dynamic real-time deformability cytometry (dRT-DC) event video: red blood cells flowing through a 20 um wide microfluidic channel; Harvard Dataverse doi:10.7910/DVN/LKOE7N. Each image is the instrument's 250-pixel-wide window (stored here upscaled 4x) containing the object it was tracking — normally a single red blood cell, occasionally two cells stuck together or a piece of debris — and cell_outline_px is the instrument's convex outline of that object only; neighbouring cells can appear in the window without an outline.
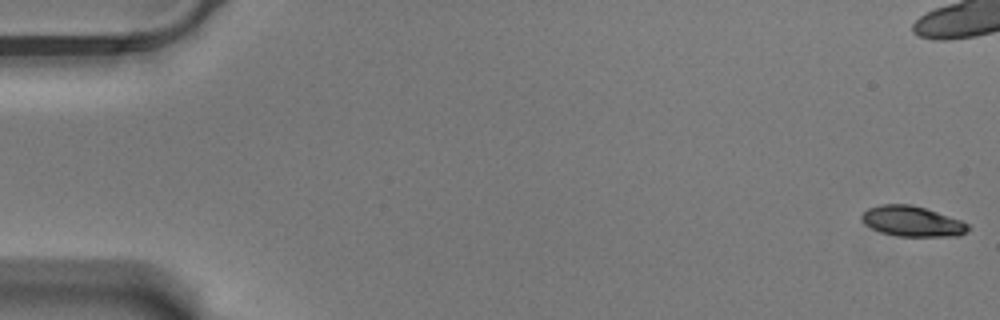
{"species": "Egyptian fruit bat (a non-hibernating species)", "species_latin": "Rousettus aegyptiacus", "temperature_condition": "warm", "stored_images_in_passage": 59, "camera_frame_rate_fps": 3000, "um_per_image_px": 0.085, "animal": {"sex": "male"}, "frame": {"image": 1, "passage_image": 1, "time_ms": 0.0, "image_size_px": [1000, 320], "cell_outline_px": [[972, 228], [960, 236], [896, 236], [880, 232], [864, 224], [860, 220], [860, 216], [868, 208], [880, 204], [912, 204], [960, 220], [968, 224]], "centroid_in_image_um": [77.51, 18.81], "position_along_channel_um": 7.5, "area_um2": 18.9}}
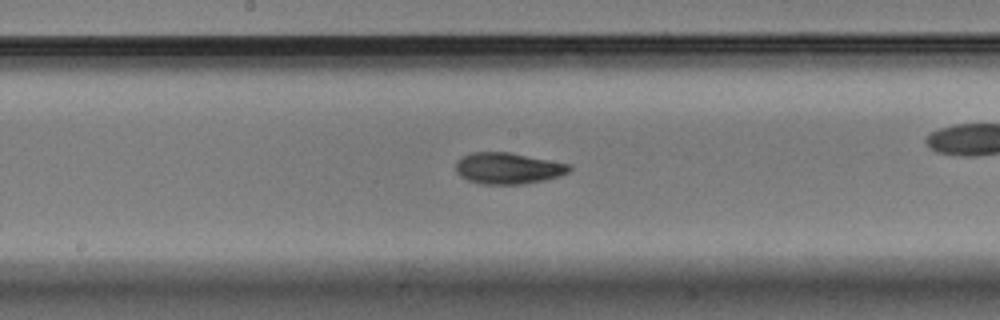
{"frame": {"image": 2, "passage_image": 31, "time_ms": 10.0, "image_size_px": [1000, 320], "cell_outline_px": [[572, 168], [568, 172], [560, 176], [544, 180], [524, 184], [480, 184], [468, 180], [460, 176], [456, 172], [456, 164], [464, 156], [472, 152], [508, 152], [572, 164]], "centroid_in_image_um": [43.22, 14.31], "position_along_channel_um": 205.0, "area_um2": 20.69}}
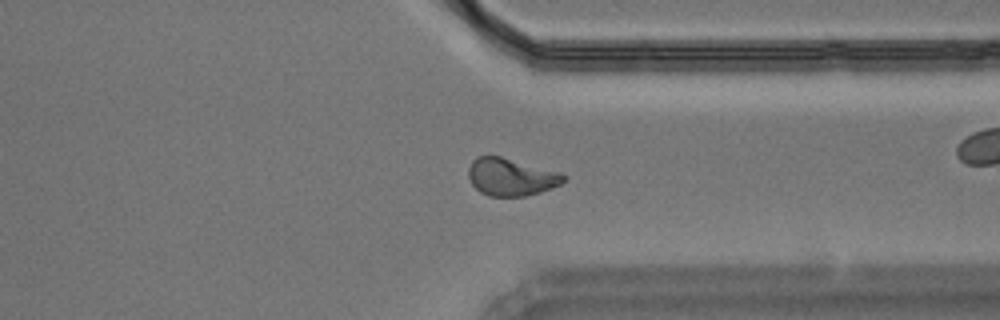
{"frame": {"image": 3, "passage_image": 45, "time_ms": 14.667, "image_size_px": [1000, 320], "cell_outline_px": [[564, 180], [560, 184], [552, 188], [540, 192], [524, 196], [488, 196], [480, 192], [472, 184], [468, 176], [468, 168], [472, 160], [476, 156], [500, 156], [560, 172], [564, 176]], "centroid_in_image_um": [43.4, 15.04], "position_along_channel_um": 368.0, "area_um2": 20.69}, "authors_computed_cell_mechanics": {"area_um2": 20.23, "velocity_mm_per_s": 3.4993, "shape_relaxation_time_tau1_ms": 3.3026, "shape_relaxation_time_tau2_ms": 2.3872, "deformation_change_tau1": 0.1672, "deformation_change_tau2": 0.0837}}